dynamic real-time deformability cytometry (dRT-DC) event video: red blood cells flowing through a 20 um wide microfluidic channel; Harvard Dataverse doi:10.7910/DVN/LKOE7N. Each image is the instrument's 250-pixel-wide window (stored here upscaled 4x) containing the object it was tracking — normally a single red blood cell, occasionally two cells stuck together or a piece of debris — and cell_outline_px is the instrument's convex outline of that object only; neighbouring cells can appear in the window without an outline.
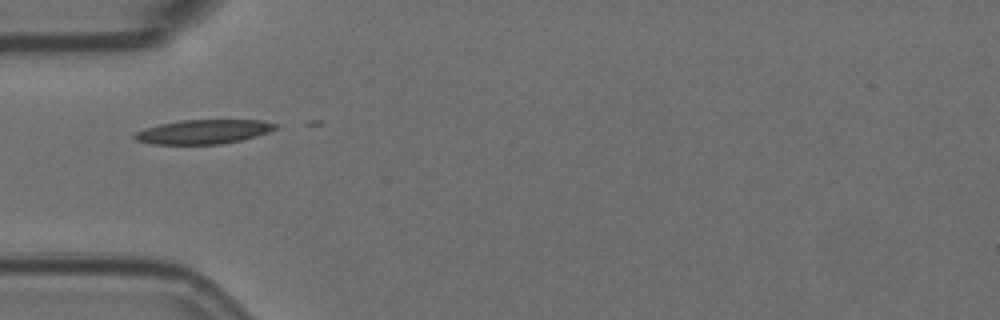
{"species": "Egyptian fruit bat (a non-hibernating species)", "species_latin": "Rousettus aegyptiacus", "temperature_condition": "room temperature", "stored_images_in_passage": 29, "camera_frame_rate_fps": 3000, "um_per_image_px": 0.085, "animal": {"sex": "female"}, "frame": {"image": 1, "passage_image": 1, "time_ms": 0.0, "image_size_px": [1000, 320], "cell_outline_px": [[276, 128], [268, 132], [256, 136], [240, 140], [220, 144], [152, 144], [136, 140], [132, 136], [136, 132], [144, 128], [160, 124], [180, 120], [260, 120], [276, 124]], "centroid_in_image_um": [17.25, 11.2], "position_along_channel_um": 67.8, "area_um2": 19.71}}
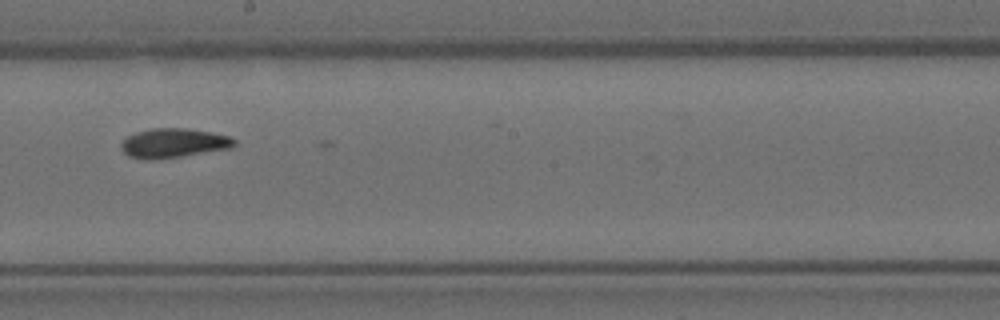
{"frame": {"image": 2, "passage_image": 15, "time_ms": 4.667, "image_size_px": [1000, 320], "cell_outline_px": [[236, 144], [232, 148], [180, 156], [148, 160], [144, 160], [128, 156], [120, 148], [120, 144], [128, 136], [136, 132], [152, 128], [184, 128], [212, 132], [228, 136], [236, 140]], "centroid_in_image_um": [14.74, 12.16], "position_along_channel_um": 233.5, "area_um2": 19.31}}
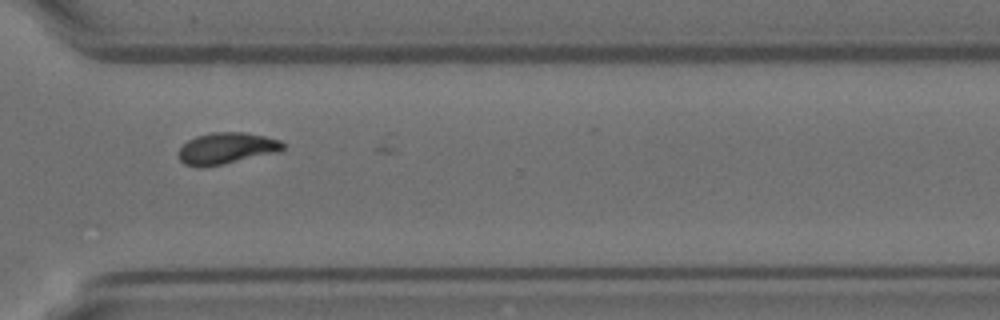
{"frame": {"image": 3, "passage_image": 25, "time_ms": 8.0, "image_size_px": [1000, 320], "cell_outline_px": [[284, 148], [280, 152], [200, 168], [184, 164], [180, 160], [180, 148], [188, 140], [196, 136], [212, 132], [244, 132], [264, 136], [280, 140], [284, 144]], "centroid_in_image_um": [19.26, 12.6], "position_along_channel_um": 351.3, "area_um2": 18.96}, "authors_computed_cell_mechanics": {"area_um2": 18.9006, "velocity_mm_per_s": 3.54, "shape_relaxation_time_tau1_ms": 7.2183, "shape_relaxation_time_tau2_ms": 5.1005, "deformation_change_tau1": 0.2028, "deformation_change_tau2": 0.1021}}